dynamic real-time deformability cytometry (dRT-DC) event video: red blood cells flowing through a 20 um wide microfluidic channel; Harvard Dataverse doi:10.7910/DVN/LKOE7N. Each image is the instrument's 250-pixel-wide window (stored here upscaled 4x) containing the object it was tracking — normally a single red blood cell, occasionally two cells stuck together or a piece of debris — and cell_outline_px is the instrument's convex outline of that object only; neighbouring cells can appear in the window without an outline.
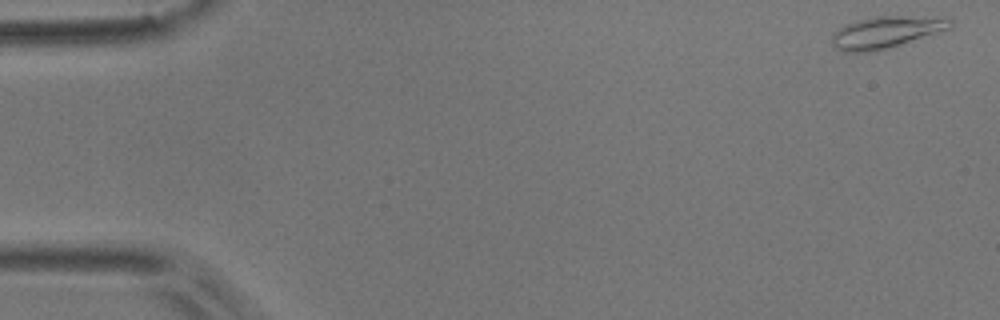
{"species": "common noctule bat (a hibernating species)", "species_latin": "Nyctalus noctula", "temperature_condition": "room temperature", "stored_images_in_passage": 3, "camera_frame_rate_fps": 3000, "um_per_image_px": 0.085, "animal": {"sex": "male", "body_mass_g": 17.9}, "frame": {"image": 1, "passage_image": 1, "time_ms": 0.0, "image_size_px": [1000, 320], "cell_outline_px": [[952, 28], [884, 48], [868, 52], [840, 52], [832, 44], [832, 36], [844, 24], [856, 20], [872, 16], [900, 16], [952, 20]], "centroid_in_image_um": [75.2, 2.74], "position_along_channel_um": 9.8, "area_um2": 21.15}}